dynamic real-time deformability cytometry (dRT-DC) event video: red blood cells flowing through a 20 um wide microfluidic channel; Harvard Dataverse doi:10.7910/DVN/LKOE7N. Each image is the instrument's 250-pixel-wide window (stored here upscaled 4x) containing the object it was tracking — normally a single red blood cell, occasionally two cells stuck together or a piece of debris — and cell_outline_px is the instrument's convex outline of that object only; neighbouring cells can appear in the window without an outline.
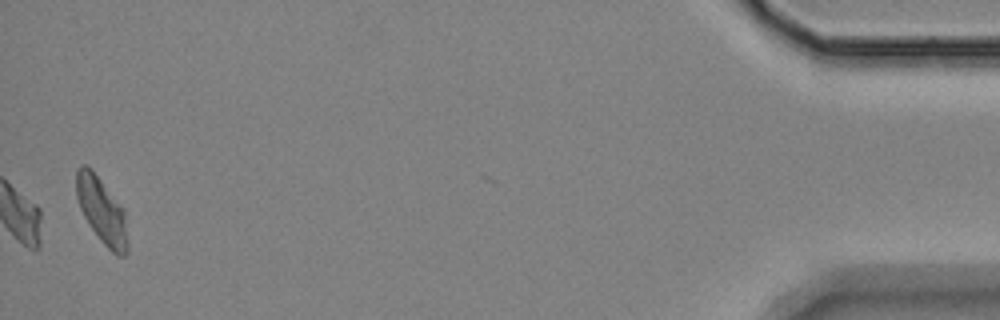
{"species": "Egyptian fruit bat (a non-hibernating species)", "species_latin": "Rousettus aegyptiacus", "temperature_condition": "room temperature", "stored_images_in_passage": 43, "camera_frame_rate_fps": 3000, "um_per_image_px": 0.085, "animal": {"sex": "female"}, "frame": {"image": 1, "passage_image": 43, "time_ms": 14.0, "image_size_px": [1000, 320], "cell_outline_px": [[128, 252], [124, 256], [116, 256], [100, 240], [88, 224], [80, 208], [76, 196], [76, 172], [84, 164], [100, 180], [120, 204], [124, 212], [128, 244]], "centroid_in_image_um": [8.66, 17.98], "position_along_channel_um": 426.5, "area_um2": 19.31}, "authors_computed_cell_mechanics": {"area_um2": 16.1262, "velocity_mm_per_s": 3.4464, "shape_relaxation_time_tau1_ms": null, "shape_relaxation_time_tau2_ms": 4.8399, "deformation_change_tau1": null, "deformation_change_tau2": 0.1015}}